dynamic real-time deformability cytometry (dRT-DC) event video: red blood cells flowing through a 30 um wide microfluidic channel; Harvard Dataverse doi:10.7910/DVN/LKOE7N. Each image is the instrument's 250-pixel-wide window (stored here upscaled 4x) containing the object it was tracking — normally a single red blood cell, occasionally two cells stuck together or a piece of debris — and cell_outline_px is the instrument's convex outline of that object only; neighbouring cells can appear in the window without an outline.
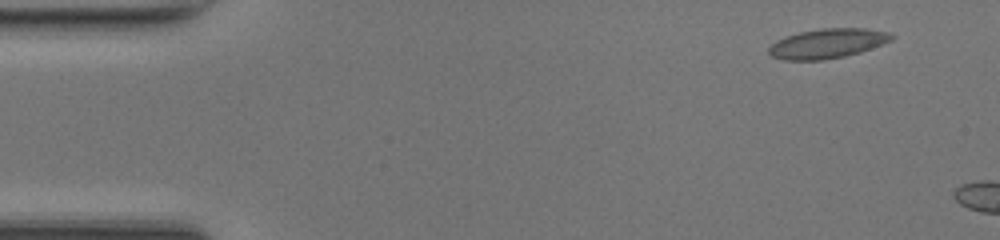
{"species": "common noctule bat (a hibernating species)", "species_latin": "Nyctalus noctula", "temperature_condition": "room temperature", "stored_images_in_passage": 6, "camera_frame_rate_fps": 3000, "um_per_image_px": 0.085, "animal": {"sex": "female", "body_mass_g": 17.0, "forearm_length_mm": 48.0}, "frame": {"image": 1, "passage_image": 2, "time_ms": 0.333, "image_size_px": [1000, 240], "cell_outline_px": [[896, 36], [892, 40], [860, 52], [844, 56], [824, 60], [784, 60], [772, 56], [768, 52], [768, 48], [776, 40], [784, 36], [800, 32], [820, 28], [864, 28], [888, 32]], "centroid_in_image_um": [70.32, 3.69], "position_along_channel_um": 14.7, "area_um2": 21.21}}